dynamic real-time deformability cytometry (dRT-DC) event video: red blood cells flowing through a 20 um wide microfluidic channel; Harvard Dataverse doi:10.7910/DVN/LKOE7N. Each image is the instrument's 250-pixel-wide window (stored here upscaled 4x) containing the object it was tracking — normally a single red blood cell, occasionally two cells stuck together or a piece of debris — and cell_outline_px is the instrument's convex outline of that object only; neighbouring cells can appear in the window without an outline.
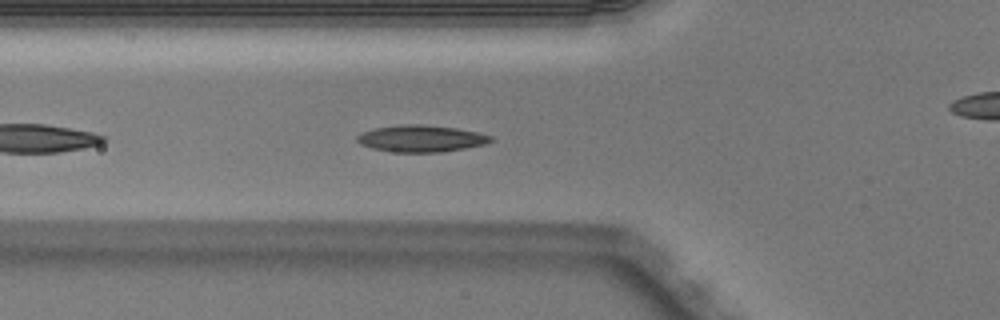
{"species": "Egyptian fruit bat (a non-hibernating species)", "species_latin": "Rousettus aegyptiacus", "temperature_condition": "warm", "stored_images_in_passage": 38, "camera_frame_rate_fps": 3000, "um_per_image_px": 0.085, "animal": {"sex": "male"}, "frame": {"image": 1, "passage_image": 5, "time_ms": 1.333, "image_size_px": [1000, 320], "cell_outline_px": [[496, 140], [484, 144], [464, 148], [440, 152], [396, 152], [372, 148], [360, 144], [356, 140], [356, 136], [372, 128], [400, 124], [424, 124], [456, 128], [476, 132], [492, 136]], "centroid_in_image_um": [35.78, 11.76], "position_along_channel_um": 90.0, "area_um2": 20.87}}
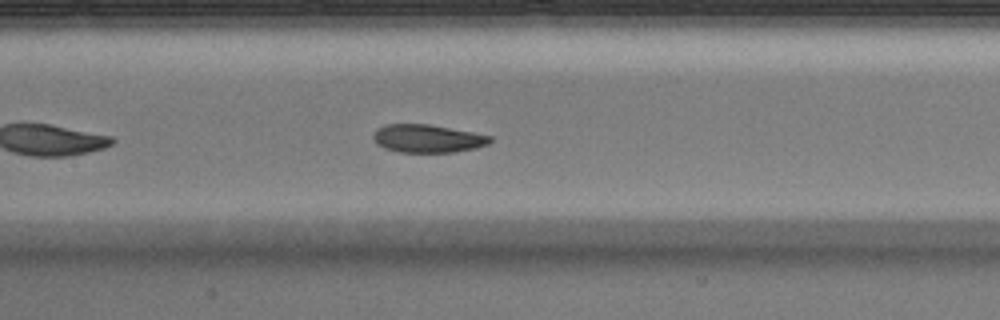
{"frame": {"image": 2, "passage_image": 11, "time_ms": 3.333, "image_size_px": [1000, 320], "cell_outline_px": [[492, 140], [488, 144], [476, 148], [452, 152], [400, 152], [384, 148], [376, 144], [372, 136], [372, 132], [376, 128], [384, 124], [428, 124], [472, 132], [492, 136]], "centroid_in_image_um": [36.29, 11.77], "position_along_channel_um": 171.1, "area_um2": 19.19}}
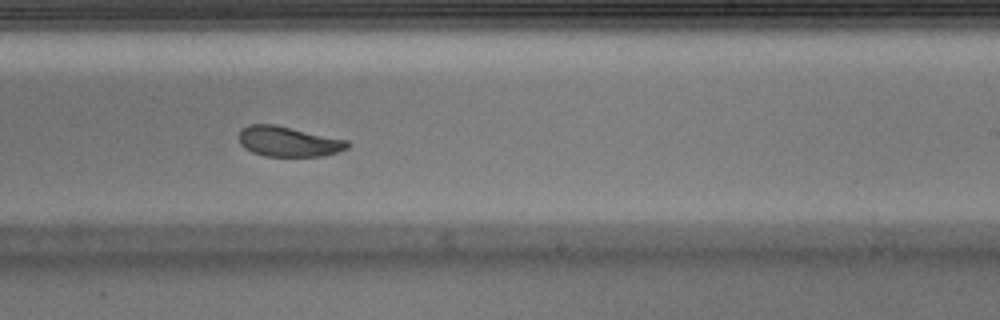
{"frame": {"image": 3, "passage_image": 18, "time_ms": 5.667, "image_size_px": [1000, 320], "cell_outline_px": [[352, 144], [348, 148], [324, 156], [264, 156], [252, 152], [244, 148], [240, 144], [240, 132], [248, 124], [272, 124], [348, 140]], "centroid_in_image_um": [24.53, 12.04], "position_along_channel_um": 264.5, "area_um2": 18.96}, "authors_computed_cell_mechanics": {"area_um2": 20.1433, "velocity_mm_per_s": 4.0193, "shape_relaxation_time_tau1_ms": 2.4975, "shape_relaxation_time_tau2_ms": 3.9197, "deformation_change_tau1": 0.1299, "deformation_change_tau2": 0.1165}}